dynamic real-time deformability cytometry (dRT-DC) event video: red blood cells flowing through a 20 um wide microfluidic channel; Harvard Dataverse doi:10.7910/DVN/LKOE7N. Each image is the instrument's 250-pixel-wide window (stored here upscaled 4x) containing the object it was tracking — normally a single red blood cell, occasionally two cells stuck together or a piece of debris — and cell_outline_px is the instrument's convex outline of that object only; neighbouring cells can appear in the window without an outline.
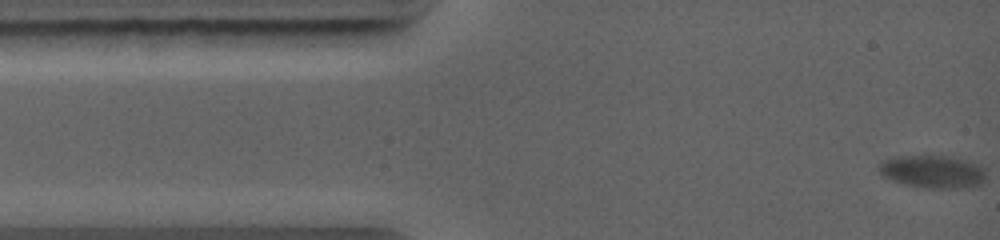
{"species": "common noctule bat (a hibernating species)", "species_latin": "Nyctalus noctula", "temperature_condition": "warm", "stored_images_in_passage": 52, "camera_frame_rate_fps": 5000, "um_per_image_px": 0.085, "animal": {"sex": "female", "body_mass_g": 19.0, "forearm_length_mm": 56.7}, "frame": {"image": 1, "passage_image": 1, "time_ms": 0.0, "image_size_px": [1000, 240], "cell_outline_px": [[984, 180], [980, 184], [964, 188], [916, 188], [892, 180], [884, 176], [880, 172], [880, 160], [892, 156], [924, 152], [948, 156], [964, 160], [976, 164], [984, 168]], "centroid_in_image_um": [79.2, 14.54], "position_along_channel_um": 5.8, "area_um2": 21.27}}
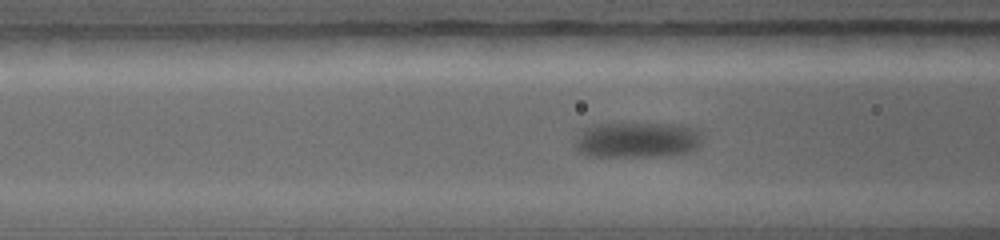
{"frame": {"image": 2, "passage_image": 22, "time_ms": 4.4, "image_size_px": [1000, 240], "cell_outline_px": [[704, 132], [700, 144], [692, 152], [660, 156], [588, 156], [580, 152], [576, 148], [576, 140], [580, 128], [592, 124], [620, 120], [688, 124]], "centroid_in_image_um": [54.19, 11.8], "position_along_channel_um": 112.4, "area_um2": 28.32}}
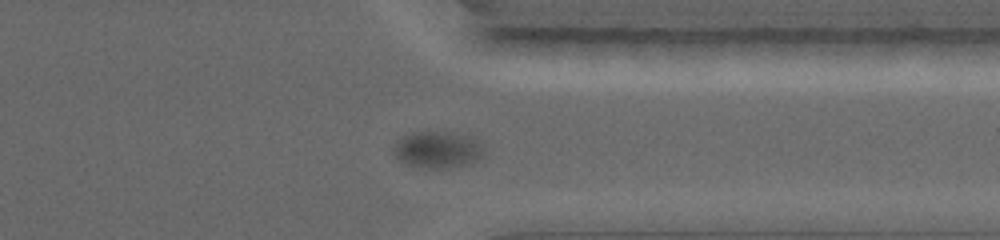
{"frame": {"image": 3, "passage_image": 45, "time_ms": 10.6, "image_size_px": [1000, 240], "cell_outline_px": [[484, 156], [476, 160], [464, 164], [448, 168], [428, 168], [408, 164], [400, 160], [392, 152], [392, 148], [396, 140], [412, 132], [452, 132], [472, 136], [484, 144]], "centroid_in_image_um": [37.22, 12.7], "position_along_channel_um": 374.2, "area_um2": 19.48}}